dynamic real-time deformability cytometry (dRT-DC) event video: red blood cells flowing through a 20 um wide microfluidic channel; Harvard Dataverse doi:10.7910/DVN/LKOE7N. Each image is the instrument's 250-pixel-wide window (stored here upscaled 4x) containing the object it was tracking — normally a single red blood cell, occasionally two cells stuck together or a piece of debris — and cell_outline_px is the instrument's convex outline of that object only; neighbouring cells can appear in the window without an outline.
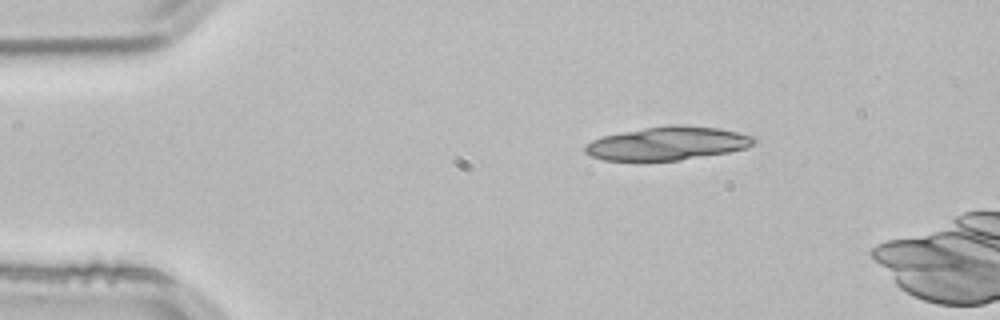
{"species": "common noctule bat (a hibernating species)", "species_latin": "Nyctalus noctula", "temperature_condition": "room temperature", "stored_images_in_passage": 5, "camera_frame_rate_fps": 3000, "um_per_image_px": 0.085, "animal": {"sex": "male", "body_mass_g": 21.5, "forearm_length_mm": 52.0}, "frame": {"image": 1, "passage_image": 1, "time_ms": 0.0, "image_size_px": [1000, 320], "cell_outline_px": [[756, 140], [752, 144], [744, 148], [728, 152], [680, 160], [604, 160], [592, 156], [584, 152], [584, 148], [592, 140], [604, 136], [644, 128], [668, 124], [676, 124], [720, 128], [756, 136]], "centroid_in_image_um": [56.77, 12.18], "position_along_channel_um": 28.2, "area_um2": 32.6}}